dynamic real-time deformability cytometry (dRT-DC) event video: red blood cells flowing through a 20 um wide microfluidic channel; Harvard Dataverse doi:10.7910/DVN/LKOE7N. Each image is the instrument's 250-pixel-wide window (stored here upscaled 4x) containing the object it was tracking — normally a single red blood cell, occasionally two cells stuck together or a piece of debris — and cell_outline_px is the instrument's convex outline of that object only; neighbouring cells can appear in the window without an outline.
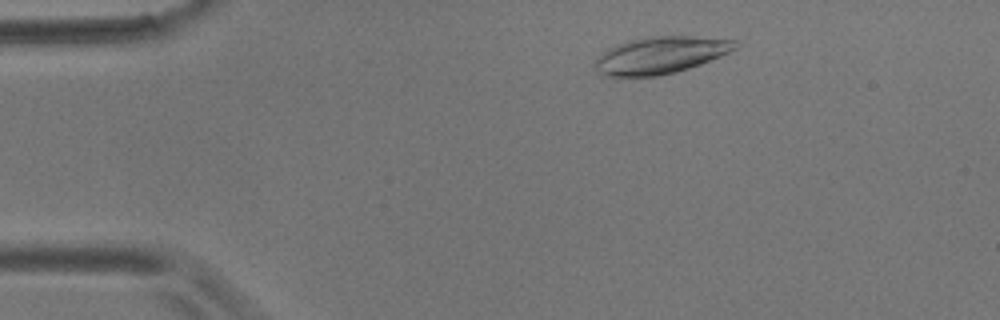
{"species": "common noctule bat (a hibernating species)", "species_latin": "Nyctalus noctula", "temperature_condition": "room temperature", "stored_images_in_passage": 3, "camera_frame_rate_fps": 3000, "um_per_image_px": 0.085, "animal": {"sex": "male", "body_mass_g": 17.9}, "frame": {"image": 1, "passage_image": 2, "time_ms": 1.333, "image_size_px": [1000, 320], "cell_outline_px": [[740, 44], [736, 48], [720, 56], [700, 64], [676, 72], [660, 76], [600, 76], [596, 72], [592, 64], [596, 56], [608, 48], [616, 44], [628, 40], [648, 36], [688, 36], [736, 40]], "centroid_in_image_um": [56.05, 4.69], "position_along_channel_um": 28.9, "area_um2": 30.58}}